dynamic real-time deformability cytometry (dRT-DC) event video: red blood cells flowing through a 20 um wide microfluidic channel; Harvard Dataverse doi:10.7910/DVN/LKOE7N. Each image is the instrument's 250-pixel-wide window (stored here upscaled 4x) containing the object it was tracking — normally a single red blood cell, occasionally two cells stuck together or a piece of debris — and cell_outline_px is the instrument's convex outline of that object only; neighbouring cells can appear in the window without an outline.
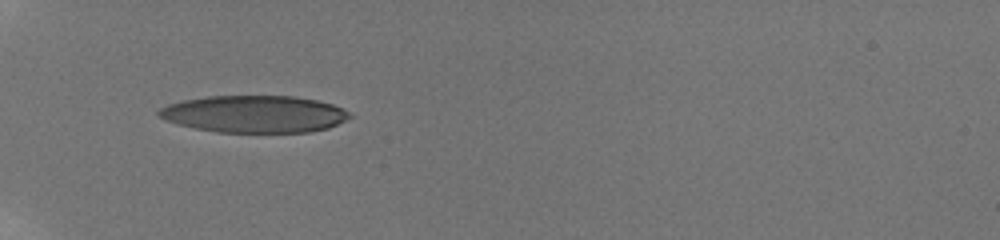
{"species": "human", "species_latin": "Homo sapiens", "temperature_condition": "room temperature", "stored_images_in_passage": 2, "camera_frame_rate_fps": 3000, "um_per_image_px": 0.085, "donor": {"sex": "male"}, "frame": {"image": 1, "passage_image": 1, "time_ms": 0.0, "image_size_px": [1000, 240], "cell_outline_px": [[352, 116], [328, 128], [308, 132], [216, 132], [192, 128], [176, 124], [164, 120], [156, 112], [160, 108], [168, 104], [184, 100], [208, 96], [296, 96], [316, 100], [332, 104], [348, 112]], "centroid_in_image_um": [21.56, 9.69], "position_along_channel_um": 63.4, "area_um2": 41.21}}